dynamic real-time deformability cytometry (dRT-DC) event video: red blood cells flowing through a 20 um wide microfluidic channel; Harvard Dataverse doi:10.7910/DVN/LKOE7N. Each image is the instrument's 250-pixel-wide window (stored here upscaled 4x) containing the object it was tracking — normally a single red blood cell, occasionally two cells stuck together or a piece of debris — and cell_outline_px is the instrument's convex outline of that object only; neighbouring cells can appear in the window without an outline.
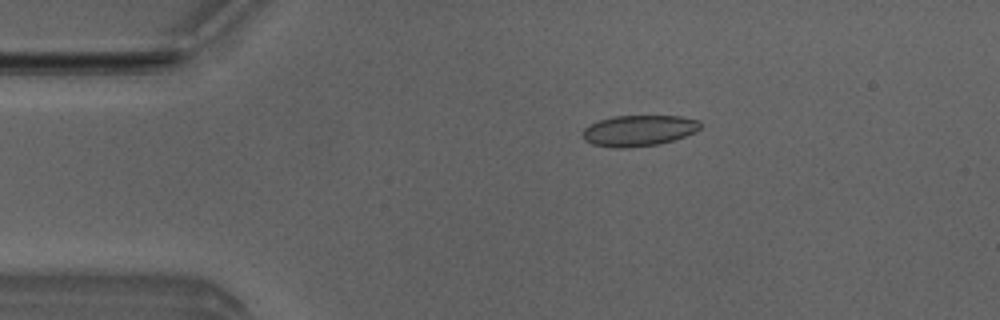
{"species": "Egyptian fruit bat (a non-hibernating species)", "species_latin": "Rousettus aegyptiacus", "temperature_condition": "room temperature", "stored_images_in_passage": 52, "camera_frame_rate_fps": 3000, "um_per_image_px": 0.085, "animal": {"sex": "male"}, "frame": {"image": 1, "passage_image": 10, "time_ms": 3.0, "image_size_px": [1000, 320], "cell_outline_px": [[700, 128], [684, 136], [660, 144], [624, 148], [616, 148], [592, 144], [584, 140], [584, 128], [600, 120], [612, 116], [680, 116], [700, 120]], "centroid_in_image_um": [54.29, 11.1], "position_along_channel_um": 30.7, "area_um2": 20.98}}
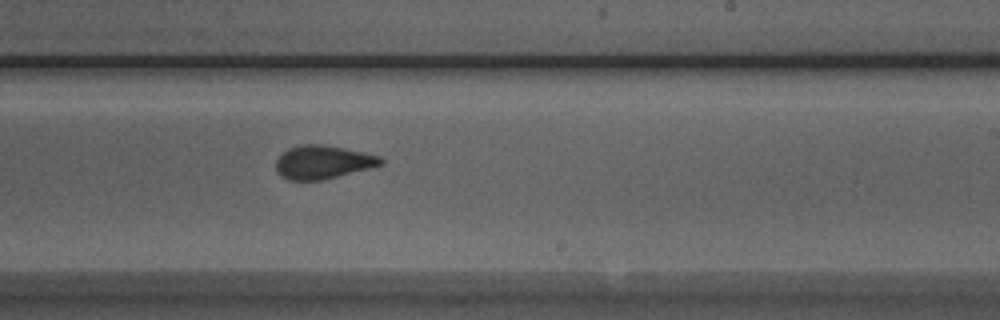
{"frame": {"image": 2, "passage_image": 31, "time_ms": 10.0, "image_size_px": [1000, 320], "cell_outline_px": [[384, 164], [324, 180], [288, 180], [276, 172], [276, 160], [288, 148], [300, 144], [320, 144], [344, 148], [364, 152], [380, 156], [384, 160]], "centroid_in_image_um": [27.45, 13.78], "position_along_channel_um": 261.6, "area_um2": 20.46}}
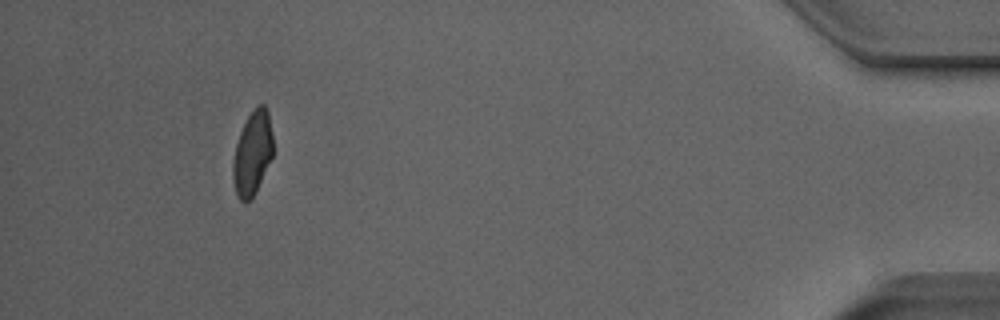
{"frame": {"image": 3, "passage_image": 48, "time_ms": 15.667, "image_size_px": [1000, 320], "cell_outline_px": [[272, 156], [256, 192], [244, 204], [240, 200], [236, 192], [232, 176], [232, 164], [236, 144], [240, 132], [248, 116], [256, 104], [264, 104], [268, 108], [272, 132]], "centroid_in_image_um": [21.46, 12.98], "position_along_channel_um": 413.7, "area_um2": 19.59}, "authors_computed_cell_mechanics": {"area_um2": 20.9814, "velocity_mm_per_s": 3.9466, "shape_relaxation_time_tau1_ms": 11.0254, "shape_relaxation_time_tau2_ms": 1.0146, "deformation_change_tau1": 0.2032, "deformation_change_tau2": 0.0545}}